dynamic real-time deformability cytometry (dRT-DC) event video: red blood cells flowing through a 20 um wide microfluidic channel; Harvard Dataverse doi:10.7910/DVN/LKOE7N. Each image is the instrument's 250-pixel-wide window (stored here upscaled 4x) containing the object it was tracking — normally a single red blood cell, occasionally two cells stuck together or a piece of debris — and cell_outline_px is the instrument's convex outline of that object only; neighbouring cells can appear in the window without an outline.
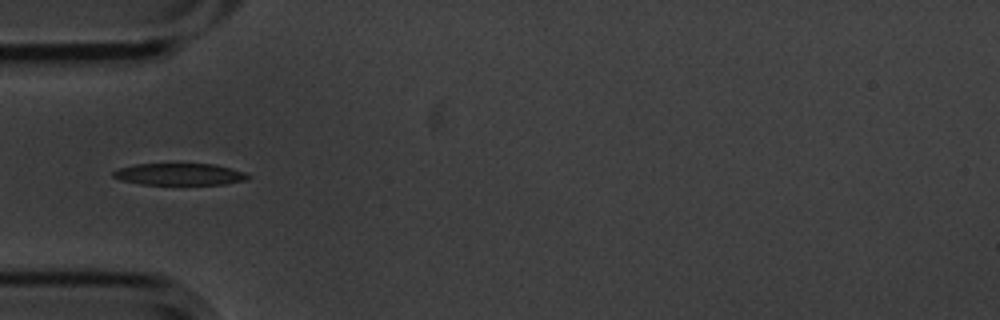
{"species": "common noctule bat (a hibernating species)", "species_latin": "Nyctalus noctula", "temperature_condition": "cold", "stored_images_in_passage": 11, "camera_frame_rate_fps": 3000, "um_per_image_px": 0.085, "animal": {"sex": "male", "body_mass_g": 20.1, "forearm_length_mm": 53.5}, "frame": {"image": 1, "passage_image": 1, "time_ms": 0.0, "image_size_px": [1000, 320], "cell_outline_px": [[252, 176], [248, 180], [224, 184], [140, 184], [120, 180], [112, 176], [112, 172], [116, 168], [136, 164], [216, 164], [244, 172]], "centroid_in_image_um": [15.25, 14.81], "position_along_channel_um": 69.8, "area_um2": 17.22}}
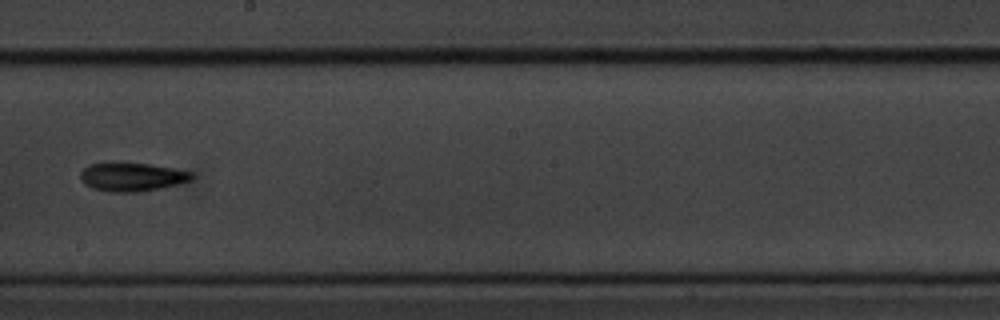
{"frame": {"image": 2, "passage_image": 5, "time_ms": 1.333, "image_size_px": [1000, 320], "cell_outline_px": [[192, 180], [160, 188], [140, 192], [112, 192], [92, 188], [84, 184], [80, 180], [80, 172], [84, 168], [92, 164], [116, 160], [148, 164], [172, 168], [192, 172]], "centroid_in_image_um": [11.15, 15.01], "position_along_channel_um": 237.0, "area_um2": 18.9}}
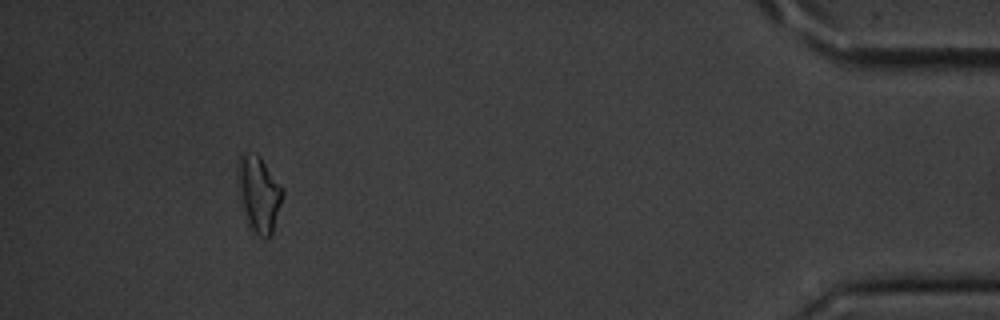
{"frame": {"image": 3, "passage_image": 10, "time_ms": 3.0, "image_size_px": [1000, 320], "cell_outline_px": [[284, 192], [272, 232], [268, 240], [260, 236], [248, 228], [236, 172], [236, 164], [240, 156], [248, 152], [256, 152], [260, 156], [284, 188]], "centroid_in_image_um": [22.01, 16.45], "position_along_channel_um": 413.2, "area_um2": 19.83}}